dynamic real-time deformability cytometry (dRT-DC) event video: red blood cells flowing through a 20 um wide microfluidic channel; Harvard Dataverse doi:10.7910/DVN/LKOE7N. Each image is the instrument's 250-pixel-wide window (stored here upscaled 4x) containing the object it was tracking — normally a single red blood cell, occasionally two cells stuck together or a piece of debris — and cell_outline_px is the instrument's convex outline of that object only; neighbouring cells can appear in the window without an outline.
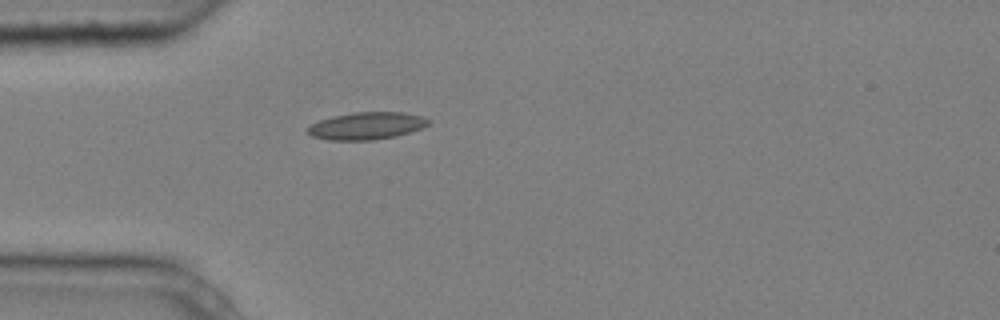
{"species": "common noctule bat (a hibernating species)", "species_latin": "Nyctalus noctula", "temperature_condition": "cold", "stored_images_in_passage": 6, "camera_frame_rate_fps": 3000, "um_per_image_px": 0.085, "animal": {"sex": "male", "body_mass_g": 20.4}, "frame": {"image": 1, "passage_image": 6, "time_ms": 1.667, "image_size_px": [1000, 320], "cell_outline_px": [[432, 120], [428, 124], [420, 128], [396, 136], [372, 140], [328, 140], [312, 136], [308, 132], [308, 128], [312, 124], [320, 120], [332, 116], [352, 112], [404, 112], [424, 116]], "centroid_in_image_um": [31.18, 10.68], "position_along_channel_um": 53.8, "area_um2": 19.19}}